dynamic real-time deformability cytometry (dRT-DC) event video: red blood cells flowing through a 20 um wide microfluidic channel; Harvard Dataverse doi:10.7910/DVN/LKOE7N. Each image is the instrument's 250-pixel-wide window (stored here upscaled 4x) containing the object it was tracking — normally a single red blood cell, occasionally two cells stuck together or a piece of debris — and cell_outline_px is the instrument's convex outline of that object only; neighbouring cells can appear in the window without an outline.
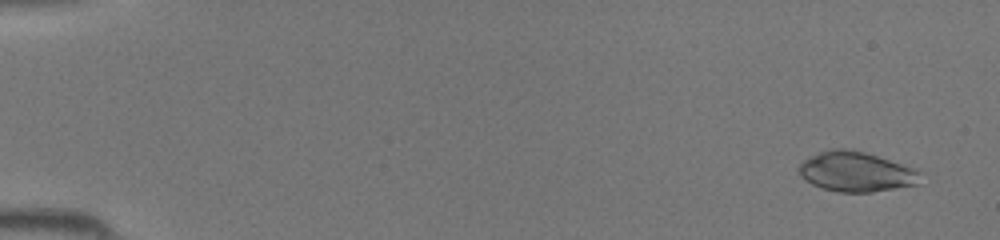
{"species": "common noctule bat (a hibernating species)", "species_latin": "Nyctalus noctula", "temperature_condition": "room temperature", "stored_images_in_passage": 44, "camera_frame_rate_fps": 3000, "um_per_image_px": 0.085, "animal": {"sex": "female", "body_mass_g": 19.5, "forearm_length_mm": 54.1}, "frame": {"image": 1, "passage_image": 2, "time_ms": 0.333, "image_size_px": [1000, 240], "cell_outline_px": [[924, 172], [916, 184], [872, 192], [836, 192], [820, 188], [804, 180], [800, 176], [796, 168], [804, 160], [820, 152], [832, 148], [852, 148], [916, 168]], "centroid_in_image_um": [72.75, 14.59], "position_along_channel_um": 12.3, "area_um2": 28.55}}
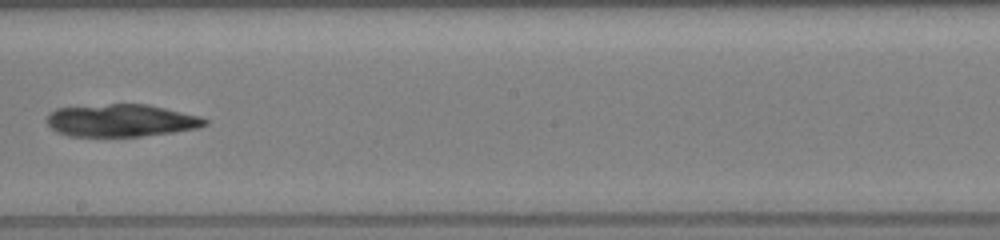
{"frame": {"image": 2, "passage_image": 26, "time_ms": 8.333, "image_size_px": [1000, 240], "cell_outline_px": [[208, 124], [200, 128], [172, 132], [140, 136], [68, 136], [56, 132], [48, 124], [48, 112], [56, 108], [108, 104], [148, 104], [200, 116], [208, 120]], "centroid_in_image_um": [10.31, 10.24], "position_along_channel_um": 237.9, "area_um2": 29.94}}
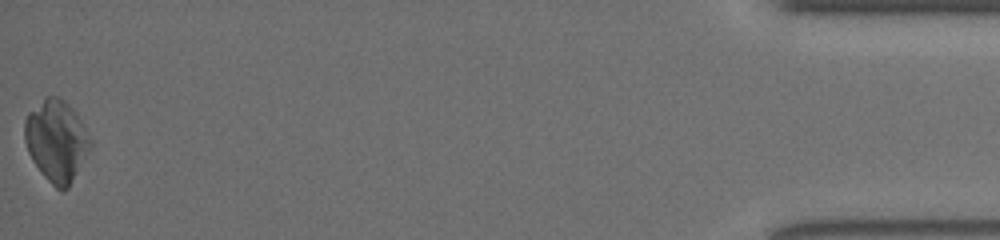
{"frame": {"image": 3, "passage_image": 44, "time_ms": 14.333, "image_size_px": [1000, 240], "cell_outline_px": [[92, 144], [68, 188], [64, 192], [60, 192], [44, 176], [32, 160], [28, 152], [24, 140], [24, 120], [28, 112], [44, 96], [56, 96], [64, 100], [76, 112], [92, 140]], "centroid_in_image_um": [4.78, 11.94], "position_along_channel_um": 430.4, "area_um2": 31.27}}